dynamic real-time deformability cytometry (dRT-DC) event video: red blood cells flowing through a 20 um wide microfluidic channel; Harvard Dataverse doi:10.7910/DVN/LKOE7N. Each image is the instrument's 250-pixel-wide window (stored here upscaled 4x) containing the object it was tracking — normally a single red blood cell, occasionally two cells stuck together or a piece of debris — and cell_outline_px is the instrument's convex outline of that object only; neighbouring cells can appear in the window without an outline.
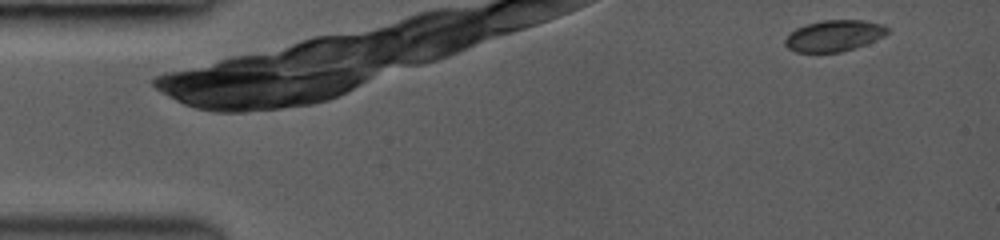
{"species": "common noctule bat (a hibernating species)", "species_latin": "Nyctalus noctula", "temperature_condition": "room temperature", "stored_images_in_passage": 6, "camera_frame_rate_fps": 3000, "um_per_image_px": 0.085, "animal": {"sex": "female", "body_mass_g": 19.0, "forearm_length_mm": 53.3}, "frame": {"image": 1, "passage_image": 1, "time_ms": 0.0, "image_size_px": [1000, 240], "cell_outline_px": [[888, 32], [884, 36], [856, 48], [840, 52], [796, 52], [788, 48], [784, 44], [784, 40], [796, 28], [808, 24], [824, 20], [864, 20], [884, 24], [888, 28]], "centroid_in_image_um": [70.92, 3.04], "position_along_channel_um": 14.1, "area_um2": 18.55}}
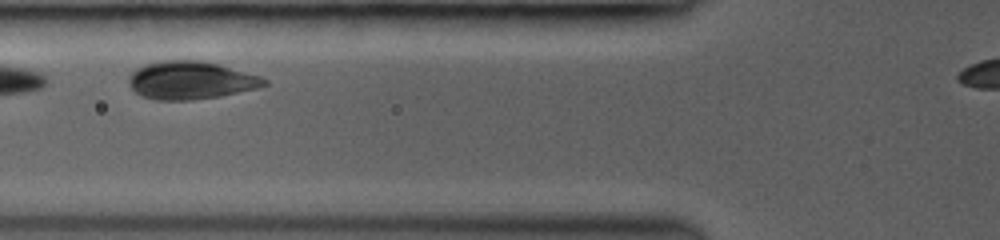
{"frame": {"image": 2, "passage_image": 4, "time_ms": 2.667, "image_size_px": [1000, 240], "cell_outline_px": [[268, 84], [256, 88], [220, 96], [192, 100], [156, 100], [140, 96], [128, 84], [128, 76], [136, 68], [144, 64], [160, 60], [204, 60], [220, 64], [260, 76], [268, 80]], "centroid_in_image_um": [16.18, 6.81], "position_along_channel_um": 109.6, "area_um2": 30.23}}